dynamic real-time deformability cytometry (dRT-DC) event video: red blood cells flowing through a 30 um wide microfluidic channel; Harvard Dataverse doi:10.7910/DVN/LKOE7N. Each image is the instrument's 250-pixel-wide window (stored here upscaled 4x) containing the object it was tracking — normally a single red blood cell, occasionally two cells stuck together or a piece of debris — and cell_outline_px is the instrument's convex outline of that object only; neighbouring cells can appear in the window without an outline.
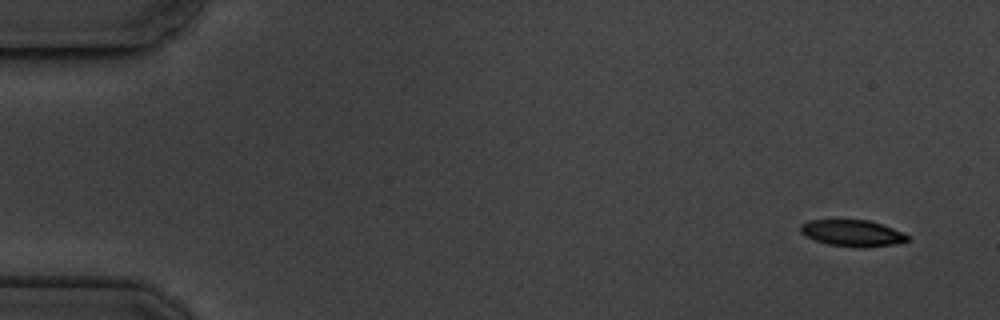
{"species": "common noctule bat (a hibernating species)", "species_latin": "Nyctalus noctula", "temperature_condition": "cold", "stored_images_in_passage": 5, "camera_frame_rate_fps": 3000, "um_per_image_px": 0.085, "animal": {"sex": "male", "body_mass_g": 19.5, "forearm_length_mm": 54.6}, "frame": {"image": 1, "passage_image": 1, "time_ms": 0.0, "image_size_px": [1000, 320], "cell_outline_px": [[908, 240], [896, 244], [864, 248], [828, 244], [804, 236], [800, 232], [800, 224], [808, 220], [868, 220], [892, 228], [908, 236]], "centroid_in_image_um": [72.4, 19.82], "position_along_channel_um": 12.6, "area_um2": 16.36}}
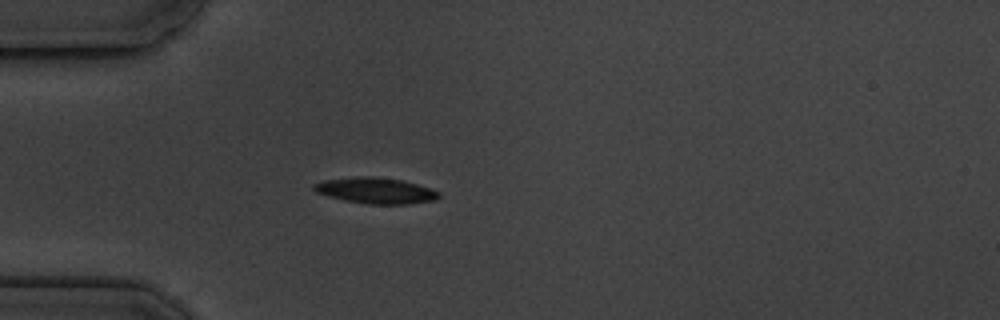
{"frame": {"image": 2, "passage_image": 5, "time_ms": 4.333, "image_size_px": [1000, 320], "cell_outline_px": [[440, 196], [436, 200], [408, 204], [368, 204], [344, 200], [328, 196], [316, 192], [312, 188], [312, 184], [324, 180], [364, 176], [372, 176], [400, 180], [416, 184], [440, 192]], "centroid_in_image_um": [31.92, 16.21], "position_along_channel_um": 53.1, "area_um2": 18.73}}